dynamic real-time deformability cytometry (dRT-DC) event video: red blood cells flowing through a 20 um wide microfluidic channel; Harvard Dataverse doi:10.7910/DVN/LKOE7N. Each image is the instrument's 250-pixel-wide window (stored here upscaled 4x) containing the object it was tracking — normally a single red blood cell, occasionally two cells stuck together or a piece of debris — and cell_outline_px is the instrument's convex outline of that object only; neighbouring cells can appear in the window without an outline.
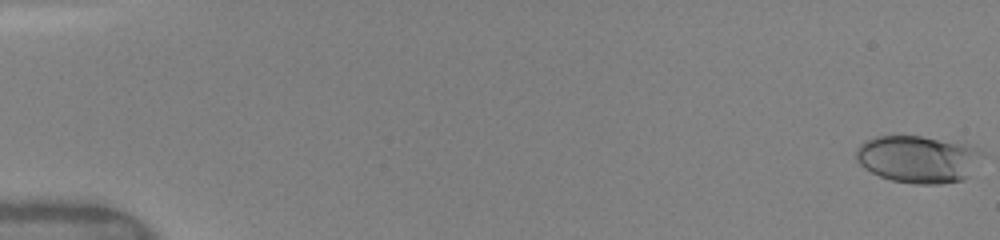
{"species": "human", "species_latin": "Homo sapiens", "temperature_condition": "warm", "stored_images_in_passage": 58, "camera_frame_rate_fps": 3000, "um_per_image_px": 0.085, "donor": {"sex": "female"}, "frame": {"image": 1, "passage_image": 1, "time_ms": 0.0, "image_size_px": [1000, 240], "cell_outline_px": [[984, 152], [968, 176], [964, 180], [940, 184], [916, 184], [892, 180], [880, 176], [864, 168], [856, 160], [856, 148], [860, 144], [876, 136], [920, 136], [972, 144], [980, 148]], "centroid_in_image_um": [78.06, 13.51], "position_along_channel_um": 6.9, "area_um2": 34.91}}
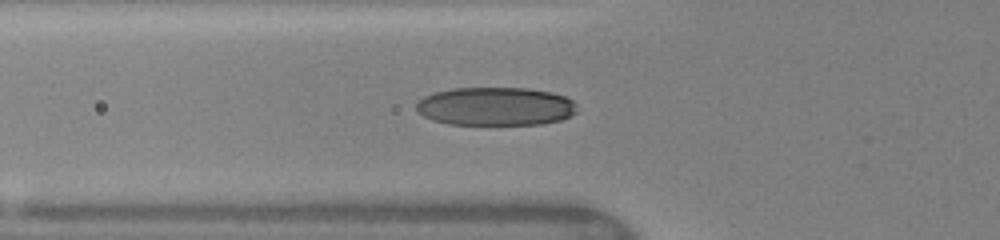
{"frame": {"image": 2, "passage_image": 28, "time_ms": 6.0, "image_size_px": [1000, 240], "cell_outline_px": [[576, 112], [560, 120], [540, 124], [448, 124], [432, 120], [416, 112], [416, 104], [424, 96], [436, 92], [452, 88], [528, 88], [552, 92], [564, 96], [572, 100], [576, 104]], "centroid_in_image_um": [42.1, 9.04], "position_along_channel_um": 83.7, "area_um2": 35.95}}
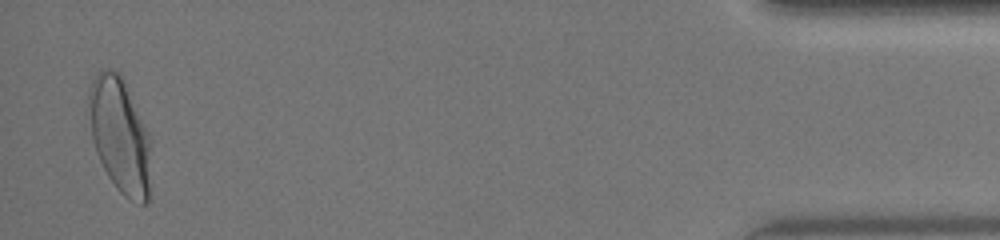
{"frame": {"image": 3, "passage_image": 57, "time_ms": 16.0, "image_size_px": [1000, 240], "cell_outline_px": [[152, 144], [148, 200], [144, 204], [140, 204], [124, 196], [116, 188], [108, 176], [96, 152], [92, 136], [88, 96], [88, 92], [92, 80], [96, 72], [100, 68], [108, 68], [120, 72], [124, 76], [152, 140]], "centroid_in_image_um": [10.22, 11.45], "position_along_channel_um": 425.0, "area_um2": 42.48}, "authors_computed_cell_mechanics": {"area_um2": 34.8534, "velocity_mm_per_s": 4.1486, "shape_relaxation_time_tau1_ms": 3.5823, "shape_relaxation_time_tau2_ms": null, "deformation_change_tau1": 0.1708, "deformation_change_tau2": null}}